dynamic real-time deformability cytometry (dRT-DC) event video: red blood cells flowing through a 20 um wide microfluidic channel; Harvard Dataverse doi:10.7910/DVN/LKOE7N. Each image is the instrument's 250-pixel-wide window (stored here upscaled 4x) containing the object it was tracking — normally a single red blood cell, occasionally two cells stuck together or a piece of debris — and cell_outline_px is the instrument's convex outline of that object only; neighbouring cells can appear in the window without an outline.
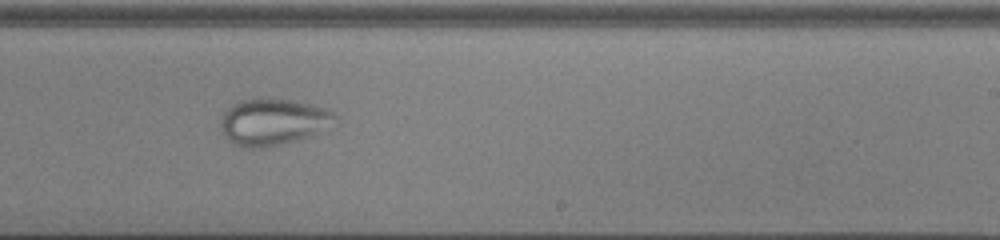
{"species": "common noctule bat (a hibernating species)", "species_latin": "Nyctalus noctula", "temperature_condition": "cold", "stored_images_in_passage": 38, "camera_frame_rate_fps": 3000, "um_per_image_px": 0.085, "animal": {"sex": "male", "body_mass_g": 13.0, "forearm_length_mm": 53.1}, "frame": {"image": 1, "passage_image": 19, "time_ms": 6.0, "image_size_px": [1000, 240], "cell_outline_px": [[336, 116], [312, 136], [280, 144], [260, 148], [240, 148], [232, 144], [228, 140], [220, 124], [220, 120], [224, 112], [232, 104], [240, 100], [292, 100], [312, 104], [328, 108]], "centroid_in_image_um": [23.14, 10.38], "position_along_channel_um": 265.9, "area_um2": 30.35}}